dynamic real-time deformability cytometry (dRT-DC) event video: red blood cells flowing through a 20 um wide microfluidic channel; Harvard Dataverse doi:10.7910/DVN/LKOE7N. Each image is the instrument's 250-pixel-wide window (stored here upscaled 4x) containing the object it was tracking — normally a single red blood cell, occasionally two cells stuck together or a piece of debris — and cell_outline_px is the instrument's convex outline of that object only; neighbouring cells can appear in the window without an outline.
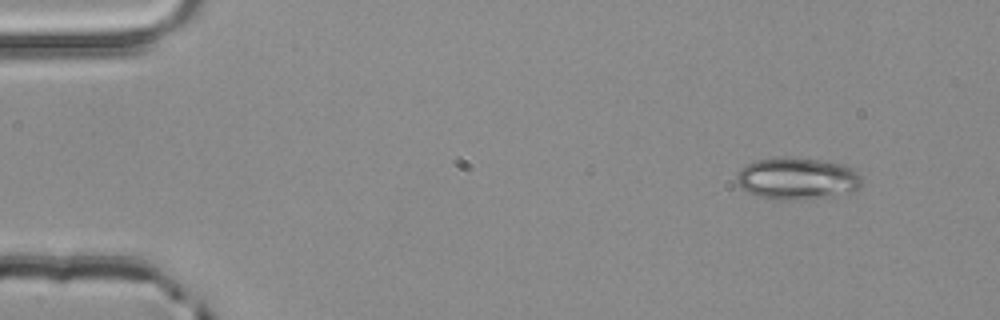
{"species": "common noctule bat (a hibernating species)", "species_latin": "Nyctalus noctula", "temperature_condition": "room temperature", "stored_images_in_passage": 3, "camera_frame_rate_fps": 3000, "um_per_image_px": 0.085, "animal": {"sex": "male", "body_mass_g": 20.4}, "frame": {"image": 1, "passage_image": 1, "time_ms": 0.0, "image_size_px": [1000, 320], "cell_outline_px": [[864, 184], [860, 188], [852, 192], [828, 196], [756, 196], [740, 188], [736, 184], [736, 176], [740, 168], [744, 164], [756, 160], [776, 156], [792, 156], [820, 160], [844, 164], [852, 168], [860, 176]], "centroid_in_image_um": [67.75, 15.09], "position_along_channel_um": 17.3, "area_um2": 30.06}}